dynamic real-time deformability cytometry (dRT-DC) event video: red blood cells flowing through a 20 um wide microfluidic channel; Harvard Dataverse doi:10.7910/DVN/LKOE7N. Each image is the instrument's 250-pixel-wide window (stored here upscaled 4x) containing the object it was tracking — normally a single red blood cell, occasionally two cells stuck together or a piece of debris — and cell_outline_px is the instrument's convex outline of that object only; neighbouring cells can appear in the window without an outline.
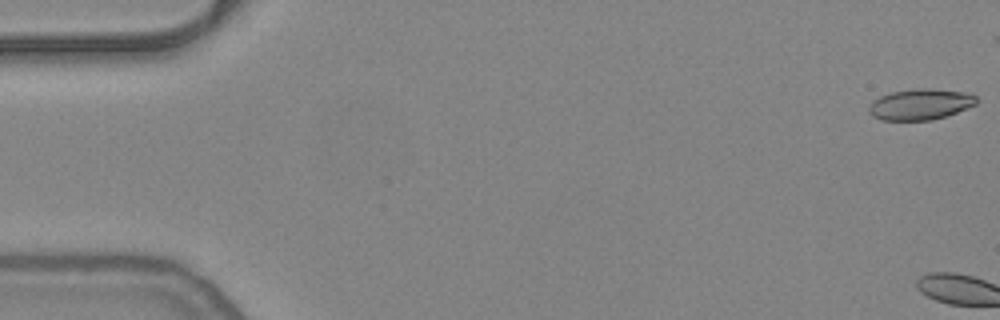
{"species": "common noctule bat (a hibernating species)", "species_latin": "Nyctalus noctula", "temperature_condition": "warm", "stored_images_in_passage": 3, "camera_frame_rate_fps": 3000, "um_per_image_px": 0.085, "animal": {"sex": "female", "body_mass_g": 24.6, "forearm_length_mm": 56.2}, "frame": {"image": 1, "passage_image": 1, "time_ms": 0.0, "image_size_px": [1000, 320], "cell_outline_px": [[976, 104], [956, 112], [932, 120], [880, 120], [872, 116], [868, 112], [868, 108], [872, 100], [880, 96], [892, 92], [916, 88], [932, 88], [972, 92], [976, 96]], "centroid_in_image_um": [78.22, 8.85], "position_along_channel_um": 6.8, "area_um2": 19.59}}